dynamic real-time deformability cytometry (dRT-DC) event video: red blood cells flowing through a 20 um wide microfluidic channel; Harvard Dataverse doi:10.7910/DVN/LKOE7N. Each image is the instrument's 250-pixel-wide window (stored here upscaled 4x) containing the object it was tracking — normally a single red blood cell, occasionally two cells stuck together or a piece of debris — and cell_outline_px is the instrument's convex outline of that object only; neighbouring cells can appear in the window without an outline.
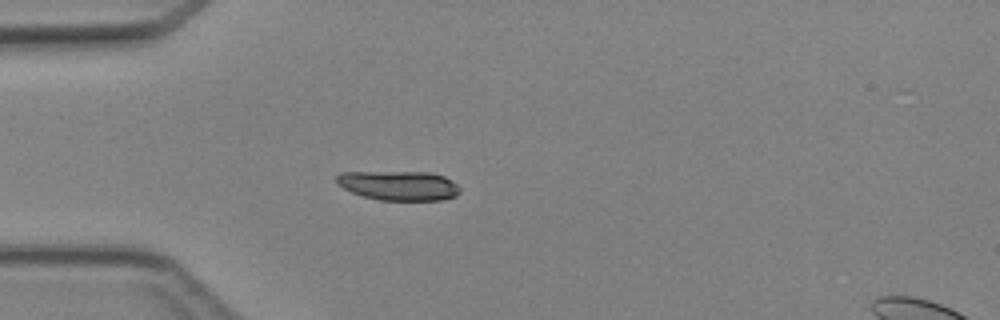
{"species": "Egyptian fruit bat (a non-hibernating species)", "species_latin": "Rousettus aegyptiacus", "temperature_condition": "cold", "stored_images_in_passage": 3, "camera_frame_rate_fps": 3000, "um_per_image_px": 0.085, "animal": {"sex": "female"}, "frame": {"image": 1, "passage_image": 3, "time_ms": 2.333, "image_size_px": [1000, 320], "cell_outline_px": [[460, 192], [456, 196], [440, 200], [380, 200], [364, 196], [352, 192], [336, 184], [336, 176], [340, 172], [428, 172], [444, 176], [452, 180], [460, 188]], "centroid_in_image_um": [33.9, 15.76], "position_along_channel_um": 51.1, "area_um2": 21.21}}